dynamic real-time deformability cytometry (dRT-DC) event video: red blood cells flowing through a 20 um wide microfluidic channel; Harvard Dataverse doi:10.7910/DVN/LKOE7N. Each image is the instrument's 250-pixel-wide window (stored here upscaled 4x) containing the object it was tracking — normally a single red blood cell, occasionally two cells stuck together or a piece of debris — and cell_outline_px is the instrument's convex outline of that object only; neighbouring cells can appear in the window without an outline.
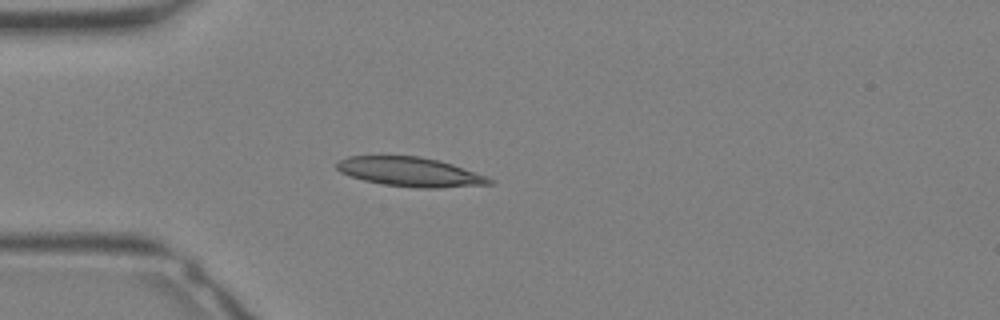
{"species": "Egyptian fruit bat (a non-hibernating species)", "species_latin": "Rousettus aegyptiacus", "temperature_condition": "warm", "stored_images_in_passage": 12, "camera_frame_rate_fps": 3000, "um_per_image_px": 0.085, "animal": {"sex": "female"}, "frame": {"image": 1, "passage_image": 9, "time_ms": 2.667, "image_size_px": [1000, 320], "cell_outline_px": [[496, 184], [440, 188], [416, 188], [384, 184], [364, 180], [340, 172], [336, 168], [336, 164], [340, 160], [348, 156], [420, 156], [440, 160], [488, 176], [496, 180]], "centroid_in_image_um": [34.95, 14.62], "position_along_channel_um": 50.1, "area_um2": 26.24}}
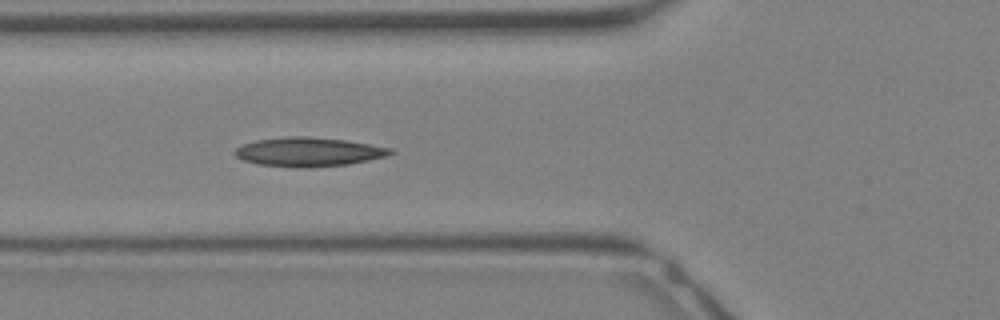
{"frame": {"image": 2, "passage_image": 12, "time_ms": 3.667, "image_size_px": [1000, 320], "cell_outline_px": [[396, 152], [388, 156], [348, 164], [308, 168], [300, 168], [256, 164], [244, 160], [236, 156], [232, 152], [240, 144], [256, 140], [288, 136], [308, 136], [344, 140], [392, 148]], "centroid_in_image_um": [26.21, 12.91], "position_along_channel_um": 99.6, "area_um2": 26.53}}